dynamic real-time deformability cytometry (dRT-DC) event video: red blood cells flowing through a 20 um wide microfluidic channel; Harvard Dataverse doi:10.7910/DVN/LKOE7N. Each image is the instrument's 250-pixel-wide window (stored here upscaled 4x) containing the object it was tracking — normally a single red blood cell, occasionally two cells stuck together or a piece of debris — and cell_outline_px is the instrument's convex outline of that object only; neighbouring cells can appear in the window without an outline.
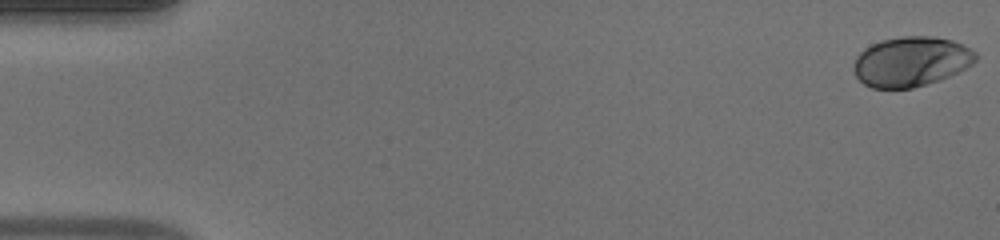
{"species": "human", "species_latin": "Homo sapiens", "temperature_condition": "warm", "stored_images_in_passage": 49, "camera_frame_rate_fps": 3000, "um_per_image_px": 0.085, "donor": {"sex": "male"}, "frame": {"image": 1, "passage_image": 1, "time_ms": 0.0, "image_size_px": [1000, 240], "cell_outline_px": [[976, 60], [972, 64], [940, 80], [912, 88], [872, 88], [864, 84], [856, 76], [852, 68], [856, 56], [864, 48], [880, 40], [900, 36], [932, 36], [952, 40], [976, 52]], "centroid_in_image_um": [77.4, 5.23], "position_along_channel_um": 7.6, "area_um2": 35.37}}
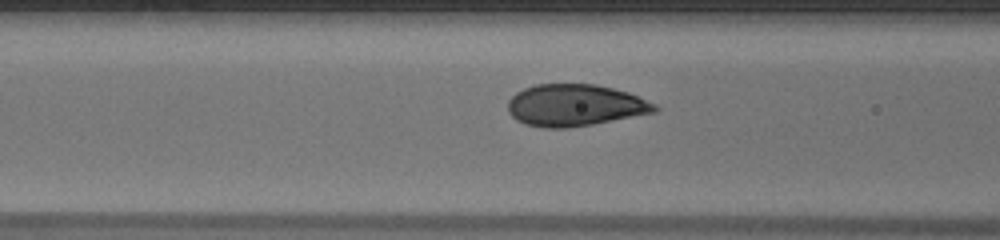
{"frame": {"image": 2, "passage_image": 20, "time_ms": 6.333, "image_size_px": [1000, 240], "cell_outline_px": [[660, 108], [656, 112], [592, 124], [568, 128], [548, 128], [528, 124], [516, 120], [508, 112], [508, 100], [516, 92], [524, 88], [536, 84], [596, 84], [628, 92], [656, 104]], "centroid_in_image_um": [48.87, 8.94], "position_along_channel_um": 117.7, "area_um2": 35.72}}
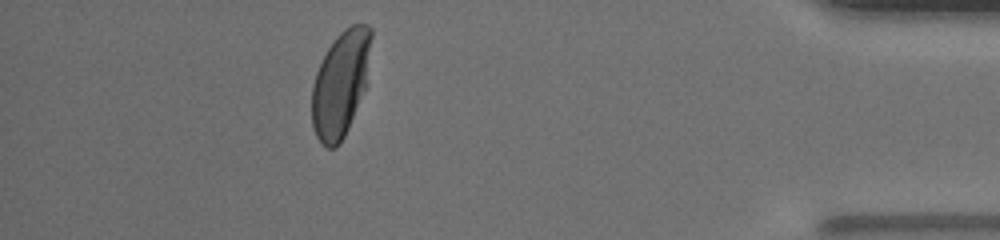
{"frame": {"image": 3, "passage_image": 44, "time_ms": 14.333, "image_size_px": [1000, 240], "cell_outline_px": [[372, 36], [364, 88], [348, 128], [344, 136], [336, 148], [328, 148], [316, 136], [312, 124], [312, 84], [316, 72], [328, 48], [336, 36], [344, 28], [352, 24], [368, 24], [372, 28]], "centroid_in_image_um": [28.93, 7.08], "position_along_channel_um": 406.3, "area_um2": 35.95}, "authors_computed_cell_mechanics": {"area_um2": 36.3562, "velocity_mm_per_s": 4.2103, "shape_relaxation_time_tau1_ms": 2.6404, "shape_relaxation_time_tau2_ms": null, "deformation_change_tau1": 0.1595, "deformation_change_tau2": null}}